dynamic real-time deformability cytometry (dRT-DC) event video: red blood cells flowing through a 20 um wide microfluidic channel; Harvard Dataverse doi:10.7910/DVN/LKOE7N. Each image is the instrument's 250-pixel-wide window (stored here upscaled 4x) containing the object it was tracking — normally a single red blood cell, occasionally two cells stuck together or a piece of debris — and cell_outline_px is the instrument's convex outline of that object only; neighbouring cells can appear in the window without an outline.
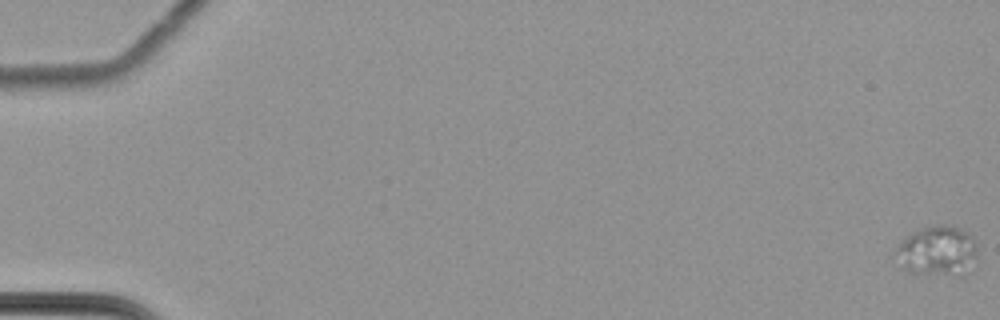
{"species": "common noctule bat (a hibernating species)", "species_latin": "Nyctalus noctula", "temperature_condition": "cold", "stored_images_in_passage": 65, "camera_frame_rate_fps": 3000, "um_per_image_px": 0.085, "animal": {"sex": "female", "body_mass_g": 22.7, "forearm_length_mm": 54.2}, "frame": {"image": 1, "passage_image": 1, "time_ms": 0.0, "image_size_px": [1000, 320], "cell_outline_px": [[976, 260], [964, 280], [908, 272], [904, 268], [892, 252], [912, 232], [924, 228], [940, 224], [952, 224], [968, 232], [976, 240]], "centroid_in_image_um": [79.76, 21.41], "position_along_channel_um": 5.2, "area_um2": 24.97}}
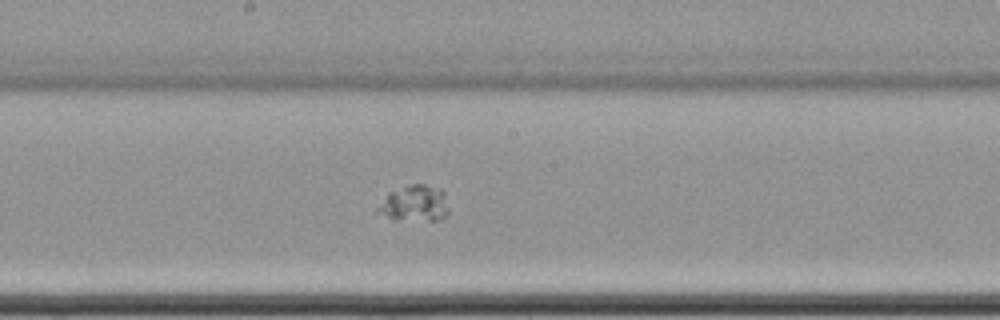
{"frame": {"image": 2, "passage_image": 38, "time_ms": 12.333, "image_size_px": [1000, 320], "cell_outline_px": [[448, 212], [440, 220], [392, 220], [376, 212], [376, 208], [388, 192], [412, 184], [424, 184], [440, 188], [444, 192], [448, 208]], "centroid_in_image_um": [35.21, 17.3], "position_along_channel_um": 213.0, "area_um2": 15.09}}
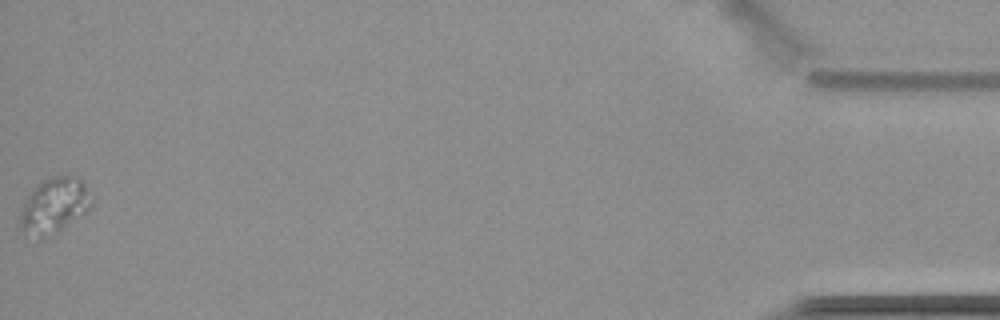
{"frame": {"image": 3, "passage_image": 65, "time_ms": 21.333, "image_size_px": [1000, 320], "cell_outline_px": [[92, 204], [84, 212], [56, 232], [40, 240], [24, 228], [20, 224], [20, 216], [24, 204], [28, 196], [44, 180], [52, 176], [72, 176], [80, 180], [84, 184]], "centroid_in_image_um": [4.6, 17.47], "position_along_channel_um": 430.6, "area_um2": 21.73}}